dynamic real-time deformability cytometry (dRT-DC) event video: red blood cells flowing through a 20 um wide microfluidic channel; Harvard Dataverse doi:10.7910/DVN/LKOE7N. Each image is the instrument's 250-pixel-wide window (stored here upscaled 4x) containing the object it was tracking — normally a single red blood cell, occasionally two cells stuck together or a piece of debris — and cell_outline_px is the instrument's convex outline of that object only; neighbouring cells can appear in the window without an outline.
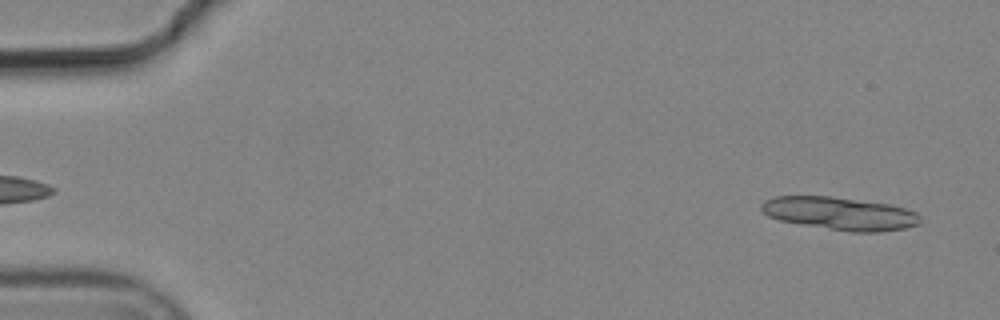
{"species": "common noctule bat (a hibernating species)", "species_latin": "Nyctalus noctula", "temperature_condition": "cold", "stored_images_in_passage": 3, "camera_frame_rate_fps": 3000, "um_per_image_px": 0.085, "animal": {"sex": "male", "body_mass_g": 19.2, "forearm_length_mm": 51.8}, "frame": {"image": 1, "passage_image": 3, "time_ms": 0.667, "image_size_px": [1000, 320], "cell_outline_px": [[924, 220], [920, 224], [904, 228], [880, 232], [848, 232], [780, 220], [768, 216], [760, 208], [760, 204], [764, 200], [776, 196], [828, 196], [888, 204], [904, 208], [916, 212]], "centroid_in_image_um": [71.41, 18.15], "position_along_channel_um": 13.6, "area_um2": 30.4}}